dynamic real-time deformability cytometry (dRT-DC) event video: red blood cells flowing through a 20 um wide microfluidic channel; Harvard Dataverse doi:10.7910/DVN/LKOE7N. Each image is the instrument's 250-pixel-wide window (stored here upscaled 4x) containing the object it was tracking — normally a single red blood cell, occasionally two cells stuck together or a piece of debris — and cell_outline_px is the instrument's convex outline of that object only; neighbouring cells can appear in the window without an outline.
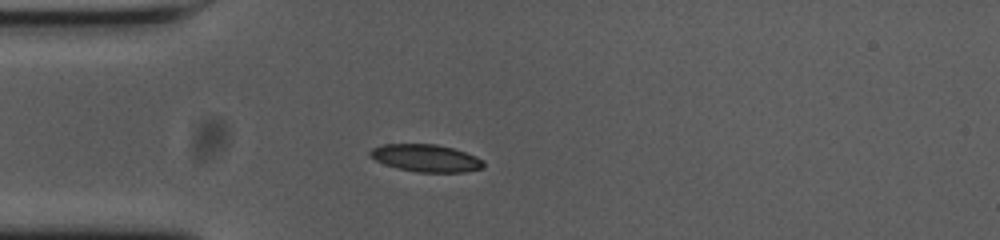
{"species": "common noctule bat (a hibernating species)", "species_latin": "Nyctalus noctula", "temperature_condition": "cold", "stored_images_in_passage": 41, "camera_frame_rate_fps": 3000, "um_per_image_px": 0.085, "animal": {"sex": "female", "body_mass_g": 23.0, "forearm_length_mm": 53.4}, "frame": {"image": 1, "passage_image": 1, "time_ms": 0.0, "image_size_px": [1000, 240], "cell_outline_px": [[484, 168], [464, 172], [416, 172], [384, 164], [376, 160], [368, 152], [372, 148], [384, 144], [436, 144], [452, 148], [476, 156], [484, 160]], "centroid_in_image_um": [36.24, 13.44], "position_along_channel_um": 48.8, "area_um2": 17.98}}
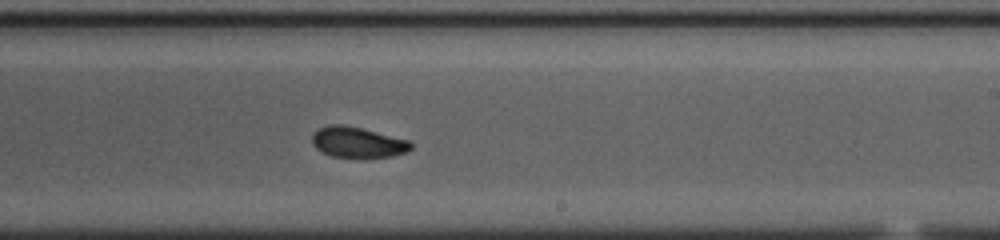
{"frame": {"image": 2, "passage_image": 19, "time_ms": 6.0, "image_size_px": [1000, 240], "cell_outline_px": [[412, 148], [408, 152], [392, 156], [332, 156], [316, 148], [312, 144], [312, 136], [320, 128], [328, 124], [344, 124], [408, 140], [412, 144]], "centroid_in_image_um": [30.4, 12.07], "position_along_channel_um": 258.6, "area_um2": 17.17}}
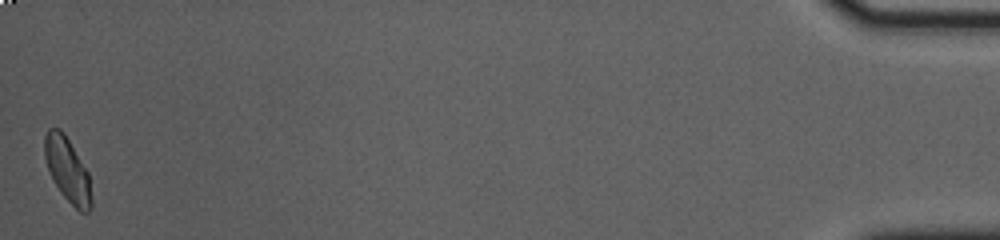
{"frame": {"image": 3, "passage_image": 41, "time_ms": 13.333, "image_size_px": [1000, 240], "cell_outline_px": [[92, 208], [88, 212], [80, 212], [60, 192], [48, 168], [44, 156], [44, 136], [48, 128], [60, 128], [64, 132], [88, 172], [92, 200]], "centroid_in_image_um": [5.74, 14.42], "position_along_channel_um": 429.5, "area_um2": 17.4}, "authors_computed_cell_mechanics": {"area_um2": 17.9758, "velocity_mm_per_s": 3.6861, "shape_relaxation_time_tau1_ms": 7.9013, "shape_relaxation_time_tau2_ms": 3.0086, "deformation_change_tau1": 0.1517, "deformation_change_tau2": 0.0664}}